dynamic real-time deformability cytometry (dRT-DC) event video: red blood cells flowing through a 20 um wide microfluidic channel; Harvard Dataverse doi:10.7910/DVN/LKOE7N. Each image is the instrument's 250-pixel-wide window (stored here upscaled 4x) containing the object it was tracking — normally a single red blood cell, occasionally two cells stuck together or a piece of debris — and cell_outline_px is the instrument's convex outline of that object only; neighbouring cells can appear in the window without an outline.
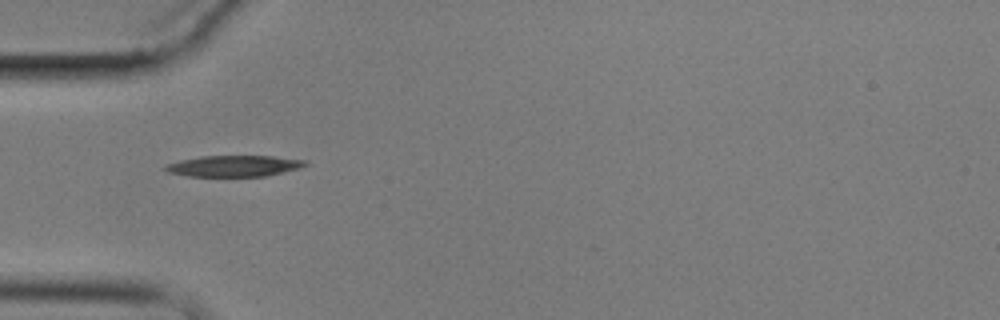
{"species": "common noctule bat (a hibernating species)", "species_latin": "Nyctalus noctula", "temperature_condition": "cold", "stored_images_in_passage": 1, "camera_frame_rate_fps": 3000, "um_per_image_px": 0.085, "animal": {"sex": "male", "body_mass_g": 17.9}, "frame": {"image": 1, "passage_image": 1, "time_ms": 0.0, "image_size_px": [1000, 320], "cell_outline_px": [[308, 164], [300, 168], [264, 176], [188, 176], [168, 172], [164, 168], [168, 164], [180, 160], [200, 156], [272, 156], [308, 160]], "centroid_in_image_um": [19.92, 14.1], "position_along_channel_um": 65.1, "area_um2": 17.11}}